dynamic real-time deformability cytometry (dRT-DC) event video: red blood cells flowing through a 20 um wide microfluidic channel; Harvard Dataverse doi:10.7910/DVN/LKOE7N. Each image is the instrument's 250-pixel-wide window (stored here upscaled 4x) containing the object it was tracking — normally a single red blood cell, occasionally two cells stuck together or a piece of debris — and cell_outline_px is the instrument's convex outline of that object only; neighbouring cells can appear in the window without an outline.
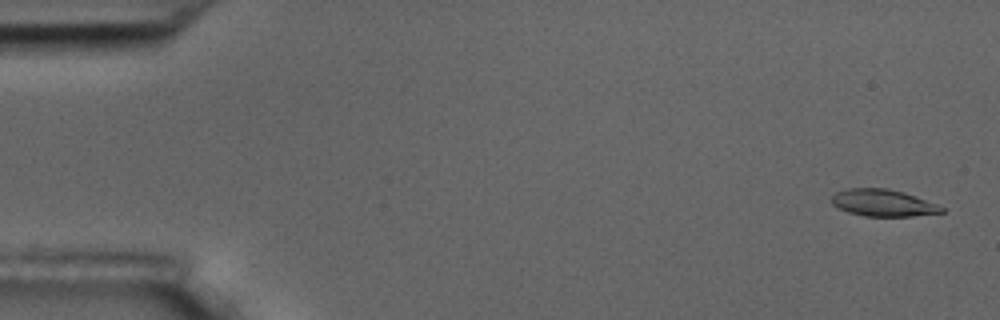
{"species": "common noctule bat (a hibernating species)", "species_latin": "Nyctalus noctula", "temperature_condition": "room temperature", "stored_images_in_passage": 56, "camera_frame_rate_fps": 3000, "um_per_image_px": 0.085, "animal": {"sex": "male", "body_mass_g": 17.5, "forearm_length_mm": 52.3}, "frame": {"image": 1, "passage_image": 2, "time_ms": 0.333, "image_size_px": [1000, 320], "cell_outline_px": [[944, 212], [912, 216], [864, 216], [848, 212], [832, 204], [832, 196], [836, 192], [848, 188], [888, 188], [904, 192], [936, 204], [944, 208]], "centroid_in_image_um": [75.04, 17.24], "position_along_channel_um": 10.0, "area_um2": 17.11}}
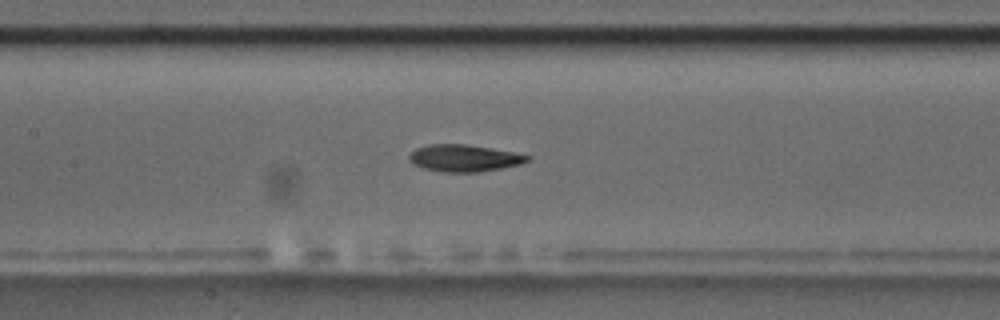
{"frame": {"image": 2, "passage_image": 26, "time_ms": 8.333, "image_size_px": [1000, 320], "cell_outline_px": [[532, 156], [528, 160], [520, 164], [480, 172], [444, 172], [424, 168], [412, 164], [408, 160], [408, 156], [416, 148], [428, 144], [464, 144], [512, 152]], "centroid_in_image_um": [39.4, 13.44], "position_along_channel_um": 168.0, "area_um2": 18.38}}
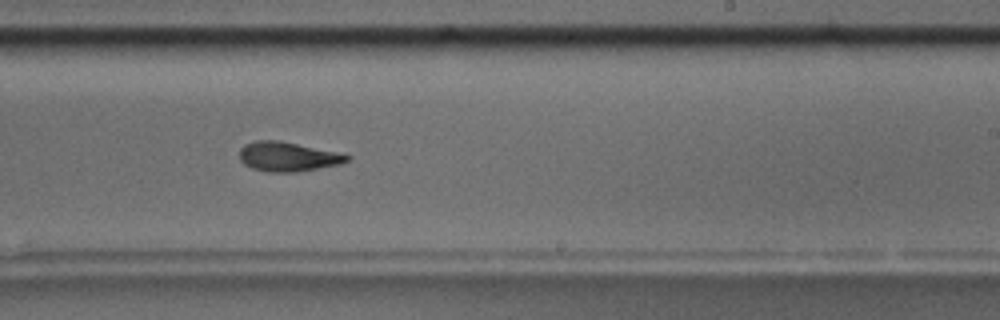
{"frame": {"image": 3, "passage_image": 34, "time_ms": 11.0, "image_size_px": [1000, 320], "cell_outline_px": [[352, 156], [348, 160], [340, 164], [296, 172], [268, 172], [252, 168], [244, 164], [240, 160], [240, 148], [244, 144], [256, 140], [280, 140], [336, 152]], "centroid_in_image_um": [24.43, 13.31], "position_along_channel_um": 264.6, "area_um2": 18.38}, "authors_computed_cell_mechanics": {"area_um2": 18.4382, "velocity_mm_per_s": 3.637, "shape_relaxation_time_tau1_ms": 4.4487, "shape_relaxation_time_tau2_ms": 4.9459, "deformation_change_tau1": 0.1668, "deformation_change_tau2": 0.1188}}